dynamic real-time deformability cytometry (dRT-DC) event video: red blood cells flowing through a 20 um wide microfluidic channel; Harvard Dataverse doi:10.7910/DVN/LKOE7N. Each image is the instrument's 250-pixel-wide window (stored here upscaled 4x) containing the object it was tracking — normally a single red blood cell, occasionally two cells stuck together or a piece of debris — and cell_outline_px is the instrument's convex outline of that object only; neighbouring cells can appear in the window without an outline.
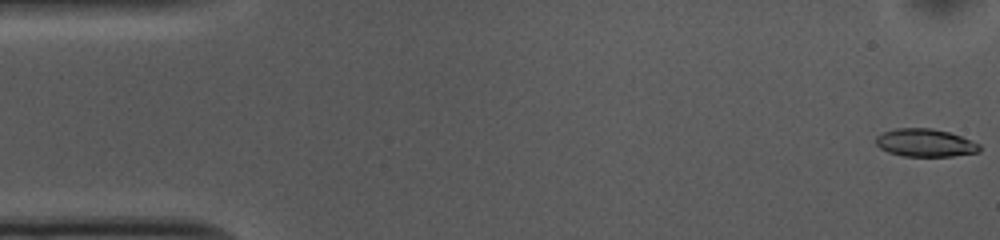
{"species": "common noctule bat (a hibernating species)", "species_latin": "Nyctalus noctula", "temperature_condition": "cold", "stored_images_in_passage": 53, "camera_frame_rate_fps": 3000, "um_per_image_px": 0.085, "animal": {"sex": "female", "body_mass_g": 10.0, "forearm_length_mm": 53.1}, "frame": {"image": 1, "passage_image": 1, "time_ms": 0.0, "image_size_px": [1000, 240], "cell_outline_px": [[980, 152], [952, 156], [904, 156], [888, 152], [880, 148], [876, 144], [876, 136], [884, 132], [896, 128], [932, 128], [948, 132], [960, 136], [980, 144]], "centroid_in_image_um": [78.64, 12.14], "position_along_channel_um": 6.4, "area_um2": 16.76}}
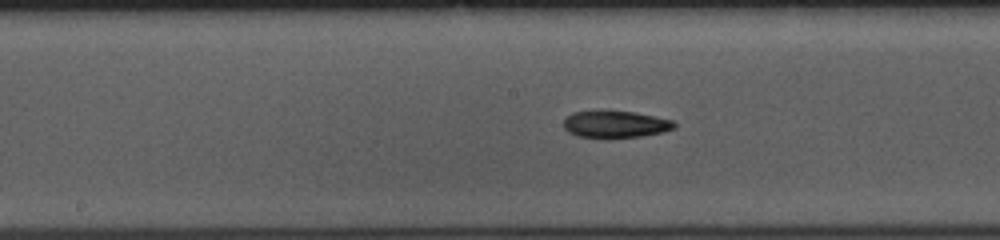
{"frame": {"image": 2, "passage_image": 26, "time_ms": 8.333, "image_size_px": [1000, 240], "cell_outline_px": [[676, 128], [664, 132], [644, 136], [608, 140], [604, 140], [576, 136], [568, 132], [564, 128], [564, 120], [572, 112], [632, 112], [656, 116], [672, 120], [676, 124]], "centroid_in_image_um": [52.33, 10.62], "position_along_channel_um": 195.9, "area_um2": 17.8}}
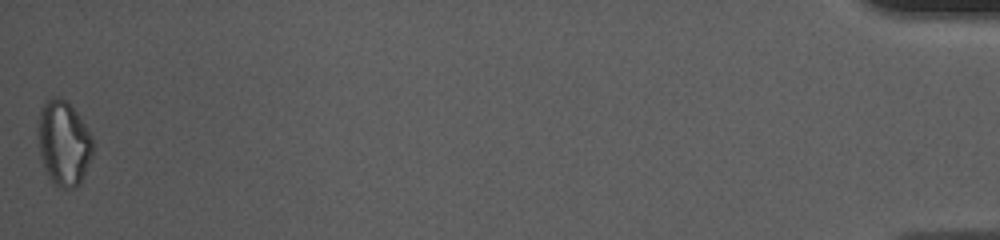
{"frame": {"image": 3, "passage_image": 53, "time_ms": 17.333, "image_size_px": [1000, 240], "cell_outline_px": [[92, 156], [80, 184], [72, 188], [60, 188], [48, 176], [40, 156], [36, 136], [36, 128], [40, 108], [52, 96], [60, 96], [68, 100], [92, 136]], "centroid_in_image_um": [5.38, 12.12], "position_along_channel_um": 429.8, "area_um2": 27.46}, "authors_computed_cell_mechanics": {"area_um2": 17.8602, "velocity_mm_per_s": 3.716, "shape_relaxation_time_tau1_ms": 4.3075, "shape_relaxation_time_tau2_ms": null, "deformation_change_tau1": 0.1303, "deformation_change_tau2": null}}